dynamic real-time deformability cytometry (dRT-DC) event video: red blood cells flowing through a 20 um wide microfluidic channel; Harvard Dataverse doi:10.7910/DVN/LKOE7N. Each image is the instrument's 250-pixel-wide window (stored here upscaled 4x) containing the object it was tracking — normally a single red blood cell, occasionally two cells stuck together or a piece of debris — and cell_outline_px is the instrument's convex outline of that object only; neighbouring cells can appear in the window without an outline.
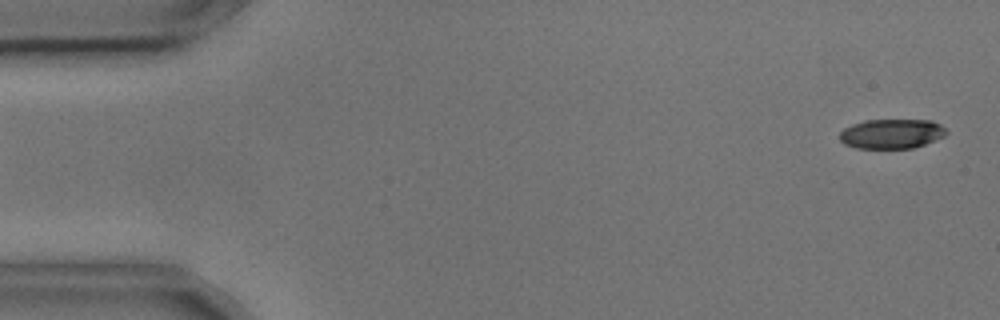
{"species": "common noctule bat (a hibernating species)", "species_latin": "Nyctalus noctula", "temperature_condition": "cold", "stored_images_in_passage": 5, "segment_of_instrument_passage": [2, 2], "camera_frame_rate_fps": 3000, "um_per_image_px": 0.085, "animal": {"sex": "male", "body_mass_g": 17.9, "forearm_length_mm": 54.2}, "frame": {"image": 1, "passage_image": 5, "time_ms": 1.333, "image_size_px": [1000, 320], "cell_outline_px": [[948, 132], [944, 136], [924, 144], [912, 148], [856, 148], [844, 144], [840, 140], [840, 132], [844, 128], [852, 124], [864, 120], [932, 120], [940, 124]], "centroid_in_image_um": [75.77, 11.36], "position_along_channel_um": 9.2, "area_um2": 18.38}}